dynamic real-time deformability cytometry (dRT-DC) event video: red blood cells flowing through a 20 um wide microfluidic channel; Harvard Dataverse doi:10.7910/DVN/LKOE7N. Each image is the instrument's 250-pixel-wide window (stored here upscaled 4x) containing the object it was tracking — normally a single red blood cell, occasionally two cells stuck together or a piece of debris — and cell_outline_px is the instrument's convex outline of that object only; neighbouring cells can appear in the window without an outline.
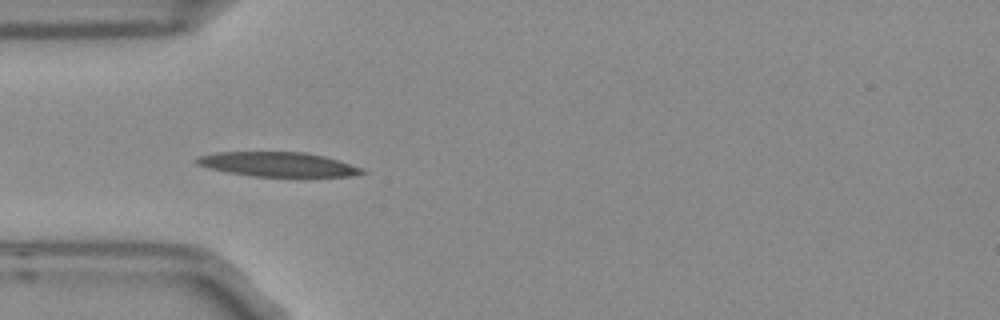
{"species": "Egyptian fruit bat (a non-hibernating species)", "species_latin": "Rousettus aegyptiacus", "temperature_condition": "room temperature", "stored_images_in_passage": 5, "camera_frame_rate_fps": 3000, "um_per_image_px": 0.085, "frame": {"image": 1, "passage_image": 4, "time_ms": 1.0, "image_size_px": [1000, 320], "cell_outline_px": [[368, 172], [352, 176], [252, 176], [228, 172], [208, 168], [196, 164], [192, 160], [196, 156], [216, 152], [304, 152], [324, 156], [340, 160], [364, 168]], "centroid_in_image_um": [23.61, 13.96], "position_along_channel_um": 61.4, "area_um2": 23.76}}
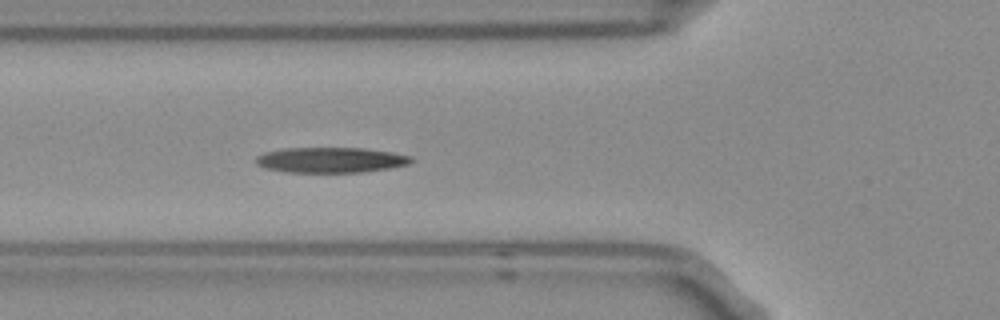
{"frame": {"image": 2, "passage_image": 5, "time_ms": 1.333, "image_size_px": [1000, 320], "cell_outline_px": [[412, 160], [408, 164], [388, 168], [364, 172], [288, 172], [264, 168], [256, 164], [256, 156], [264, 152], [284, 148], [364, 148], [392, 152], [412, 156]], "centroid_in_image_um": [28.08, 13.59], "position_along_channel_um": 97.7, "area_um2": 22.95}}